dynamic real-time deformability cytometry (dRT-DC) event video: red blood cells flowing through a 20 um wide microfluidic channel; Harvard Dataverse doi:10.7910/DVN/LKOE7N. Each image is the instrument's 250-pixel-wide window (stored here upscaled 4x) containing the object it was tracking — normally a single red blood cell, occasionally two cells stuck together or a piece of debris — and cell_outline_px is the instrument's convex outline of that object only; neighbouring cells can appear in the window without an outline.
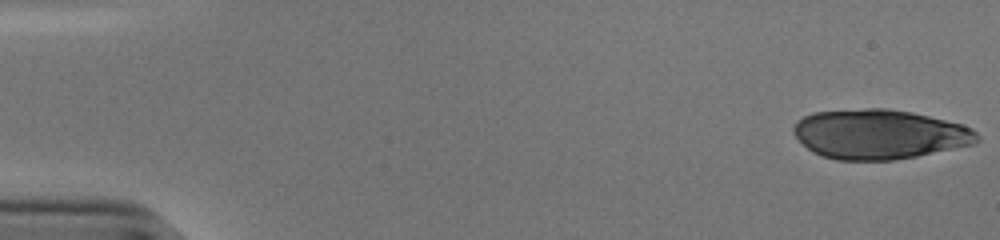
{"species": "human", "species_latin": "Homo sapiens", "temperature_condition": "cold", "stored_images_in_passage": 11, "camera_frame_rate_fps": 3000, "um_per_image_px": 0.085, "donor": {"sex": "male"}, "frame": {"image": 1, "passage_image": 1, "time_ms": 0.0, "image_size_px": [1000, 240], "cell_outline_px": [[980, 140], [976, 144], [916, 156], [892, 160], [836, 160], [812, 152], [792, 132], [792, 128], [796, 120], [812, 112], [864, 108], [884, 108], [912, 112], [960, 124], [972, 128], [980, 136]], "centroid_in_image_um": [74.74, 11.41], "position_along_channel_um": 10.3, "area_um2": 53.18}}